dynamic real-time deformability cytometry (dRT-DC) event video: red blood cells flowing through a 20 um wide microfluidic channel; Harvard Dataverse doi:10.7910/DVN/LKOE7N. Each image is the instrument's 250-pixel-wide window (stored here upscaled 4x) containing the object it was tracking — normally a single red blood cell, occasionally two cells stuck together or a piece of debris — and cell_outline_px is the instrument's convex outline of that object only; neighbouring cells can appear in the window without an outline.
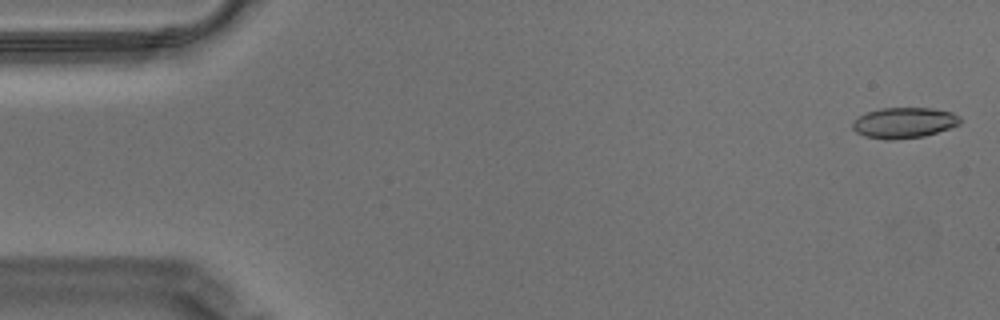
{"species": "Egyptian fruit bat (a non-hibernating species)", "species_latin": "Rousettus aegyptiacus", "temperature_condition": "warm", "stored_images_in_passage": 57, "camera_frame_rate_fps": 3000, "um_per_image_px": 0.085, "animal": {"sex": "male"}, "frame": {"image": 1, "passage_image": 2, "time_ms": 0.333, "image_size_px": [1000, 320], "cell_outline_px": [[960, 124], [924, 136], [892, 140], [884, 140], [864, 136], [856, 132], [852, 128], [852, 120], [868, 112], [880, 108], [932, 108], [952, 112], [960, 116]], "centroid_in_image_um": [76.81, 10.44], "position_along_channel_um": 8.2, "area_um2": 19.25}}
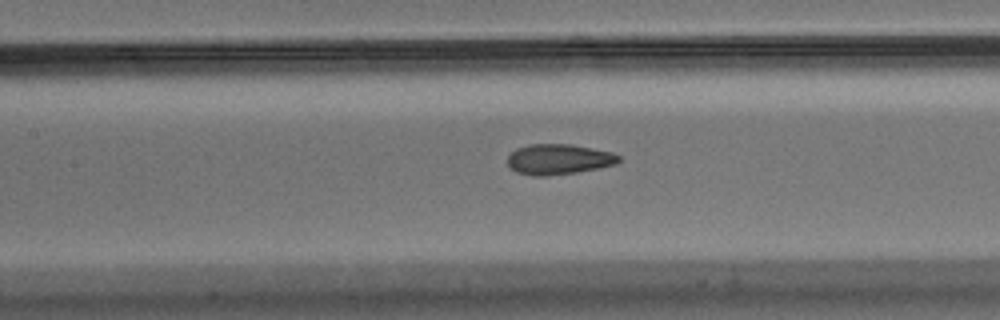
{"frame": {"image": 2, "passage_image": 26, "time_ms": 8.333, "image_size_px": [1000, 320], "cell_outline_px": [[620, 160], [616, 164], [576, 172], [544, 176], [532, 176], [516, 172], [508, 168], [508, 156], [516, 148], [528, 144], [572, 144], [612, 152], [620, 156]], "centroid_in_image_um": [47.45, 13.53], "position_along_channel_um": 160.0, "area_um2": 19.77}}
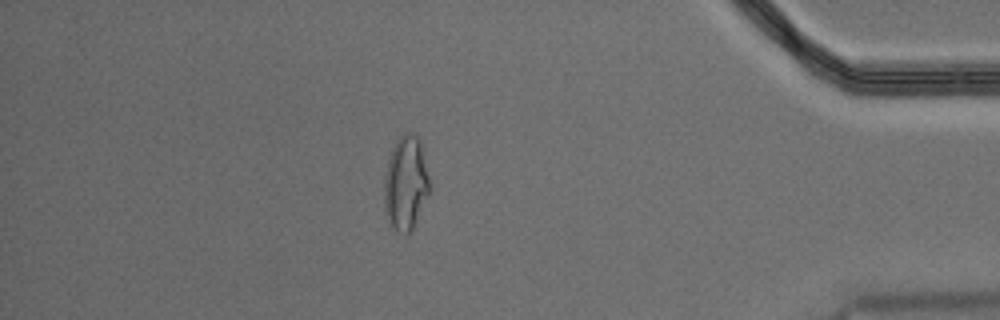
{"frame": {"image": 3, "passage_image": 50, "time_ms": 16.333, "image_size_px": [1000, 320], "cell_outline_px": [[428, 196], [416, 224], [412, 232], [404, 236], [396, 232], [388, 224], [384, 208], [384, 176], [388, 160], [392, 148], [396, 140], [404, 132], [412, 132], [420, 140], [428, 176]], "centroid_in_image_um": [34.46, 15.64], "position_along_channel_um": 400.7, "area_um2": 25.32}, "authors_computed_cell_mechanics": {"area_um2": 19.8254, "velocity_mm_per_s": 3.52, "shape_relaxation_time_tau1_ms": null, "shape_relaxation_time_tau2_ms": 1.5643, "deformation_change_tau1": null, "deformation_change_tau2": 0.0819}}